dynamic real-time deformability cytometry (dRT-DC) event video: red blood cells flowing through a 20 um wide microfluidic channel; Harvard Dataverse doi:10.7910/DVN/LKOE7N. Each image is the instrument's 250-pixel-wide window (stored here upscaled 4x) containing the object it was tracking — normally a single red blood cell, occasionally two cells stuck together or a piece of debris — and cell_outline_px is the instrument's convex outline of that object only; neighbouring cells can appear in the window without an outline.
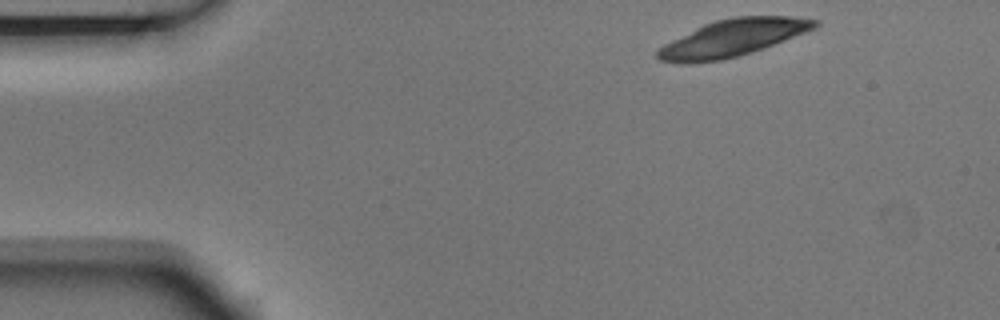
{"species": "Egyptian fruit bat (a non-hibernating species)", "species_latin": "Rousettus aegyptiacus", "temperature_condition": "room temperature", "stored_images_in_passage": 3, "camera_frame_rate_fps": 3000, "um_per_image_px": 0.085, "animal": {"sex": "male"}, "frame": {"image": 1, "passage_image": 1, "time_ms": 0.0, "image_size_px": [1000, 320], "cell_outline_px": [[820, 24], [816, 28], [772, 44], [736, 56], [720, 60], [660, 60], [656, 56], [656, 52], [664, 44], [704, 24], [716, 20], [736, 16], [792, 16], [820, 20]], "centroid_in_image_um": [62.38, 3.16], "position_along_channel_um": 22.6, "area_um2": 32.37}}